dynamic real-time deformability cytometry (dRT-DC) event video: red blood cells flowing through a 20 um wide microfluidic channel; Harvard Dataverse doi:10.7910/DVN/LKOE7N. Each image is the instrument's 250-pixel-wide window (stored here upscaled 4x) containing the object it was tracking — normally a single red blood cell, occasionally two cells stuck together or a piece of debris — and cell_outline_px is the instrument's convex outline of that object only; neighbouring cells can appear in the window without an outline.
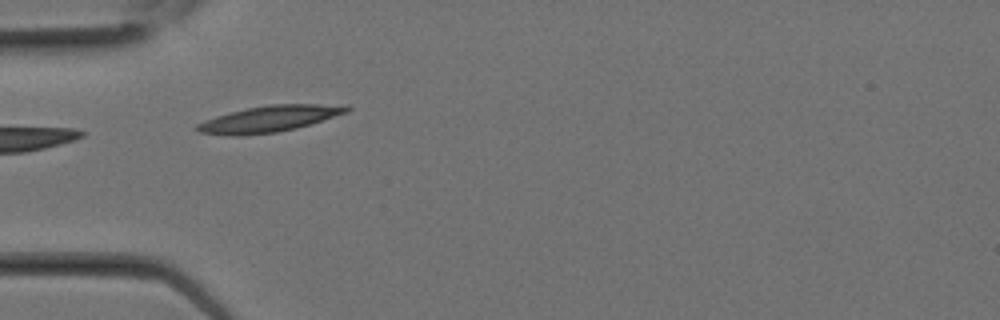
{"species": "Egyptian fruit bat (a non-hibernating species)", "species_latin": "Rousettus aegyptiacus", "temperature_condition": "room temperature", "stored_images_in_passage": 1, "camera_frame_rate_fps": 3000, "um_per_image_px": 0.085, "animal": {"sex": "female"}, "frame": {"image": 1, "passage_image": 1, "time_ms": 0.0, "image_size_px": [1000, 320], "cell_outline_px": [[352, 108], [348, 112], [296, 128], [276, 132], [240, 136], [232, 136], [200, 132], [196, 128], [196, 124], [204, 120], [216, 116], [248, 108], [268, 104], [348, 104]], "centroid_in_image_um": [22.93, 10.09], "position_along_channel_um": 62.1, "area_um2": 22.83}}